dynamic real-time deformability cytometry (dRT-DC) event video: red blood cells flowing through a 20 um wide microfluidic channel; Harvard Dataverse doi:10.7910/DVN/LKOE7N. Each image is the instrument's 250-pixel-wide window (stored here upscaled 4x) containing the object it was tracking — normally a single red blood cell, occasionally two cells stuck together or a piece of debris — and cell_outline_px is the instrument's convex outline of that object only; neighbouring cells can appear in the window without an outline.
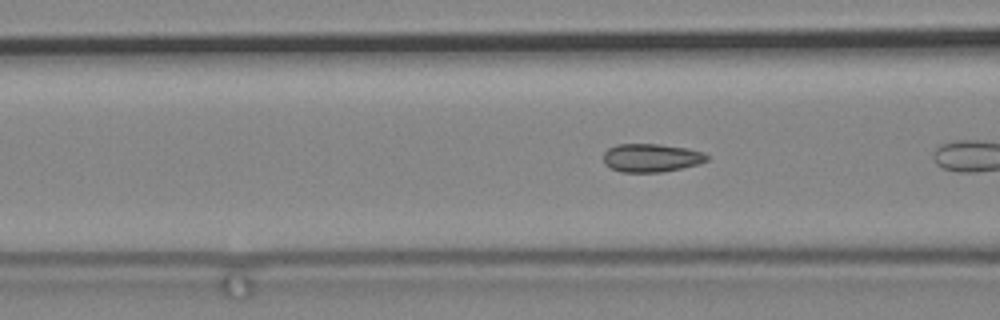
{"species": "common noctule bat (a hibernating species)", "species_latin": "Nyctalus noctula", "temperature_condition": "cold", "stored_images_in_passage": 5, "camera_frame_rate_fps": 3000, "um_per_image_px": 0.085, "animal": {"sex": "male", "body_mass_g": 19.2, "forearm_length_mm": 51.8}, "frame": {"image": 1, "passage_image": 4, "time_ms": 1.0, "image_size_px": [1000, 320], "cell_outline_px": [[708, 160], [700, 164], [660, 172], [620, 172], [604, 164], [604, 152], [608, 148], [616, 144], [660, 144], [688, 148], [704, 152], [708, 156]], "centroid_in_image_um": [55.36, 13.41], "position_along_channel_um": 111.2, "area_um2": 17.17}}